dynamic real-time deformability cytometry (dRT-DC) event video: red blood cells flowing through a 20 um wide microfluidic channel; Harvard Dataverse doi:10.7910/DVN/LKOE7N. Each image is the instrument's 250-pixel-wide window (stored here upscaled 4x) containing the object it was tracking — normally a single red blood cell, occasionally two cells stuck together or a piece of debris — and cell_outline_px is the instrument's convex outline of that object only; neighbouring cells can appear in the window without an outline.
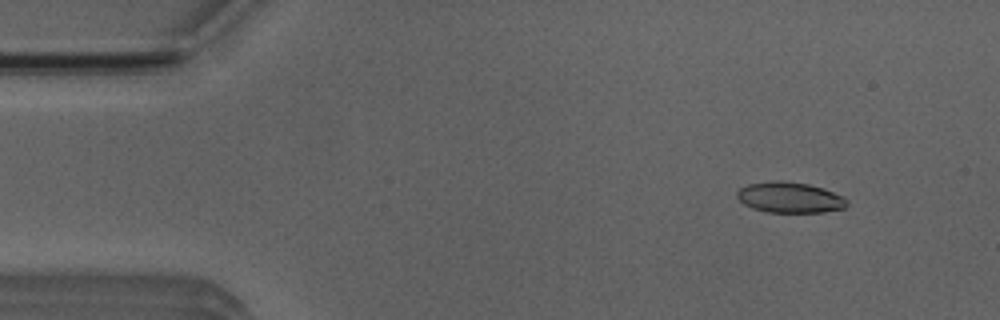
{"species": "Egyptian fruit bat (a non-hibernating species)", "species_latin": "Rousettus aegyptiacus", "temperature_condition": "room temperature", "stored_images_in_passage": 52, "camera_frame_rate_fps": 3000, "um_per_image_px": 0.085, "animal": {"sex": "male"}, "frame": {"image": 1, "passage_image": 5, "time_ms": 1.333, "image_size_px": [1000, 320], "cell_outline_px": [[848, 204], [844, 208], [824, 212], [764, 212], [752, 208], [744, 204], [736, 196], [736, 192], [740, 188], [748, 184], [772, 180], [780, 180], [808, 184], [824, 188], [844, 196], [848, 200]], "centroid_in_image_um": [67.14, 16.78], "position_along_channel_um": 17.9, "area_um2": 19.88}}
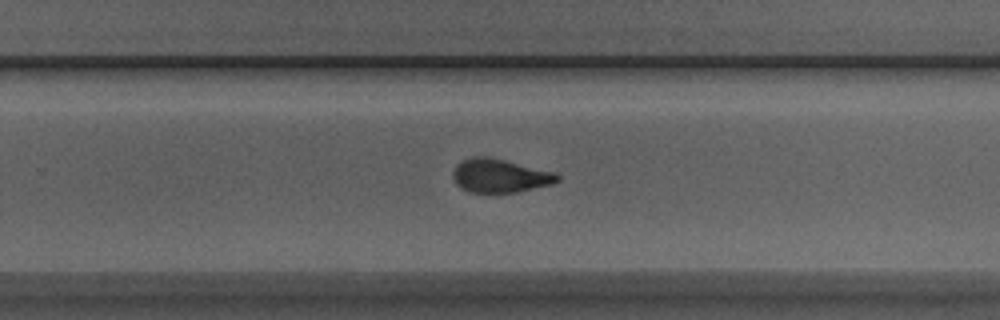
{"frame": {"image": 2, "passage_image": 33, "time_ms": 10.667, "image_size_px": [1000, 320], "cell_outline_px": [[560, 180], [552, 184], [516, 192], [468, 192], [456, 184], [452, 176], [452, 172], [456, 164], [464, 160], [476, 156], [484, 156], [504, 160], [556, 172], [560, 176]], "centroid_in_image_um": [42.49, 14.94], "position_along_channel_um": 287.3, "area_um2": 20.35}}
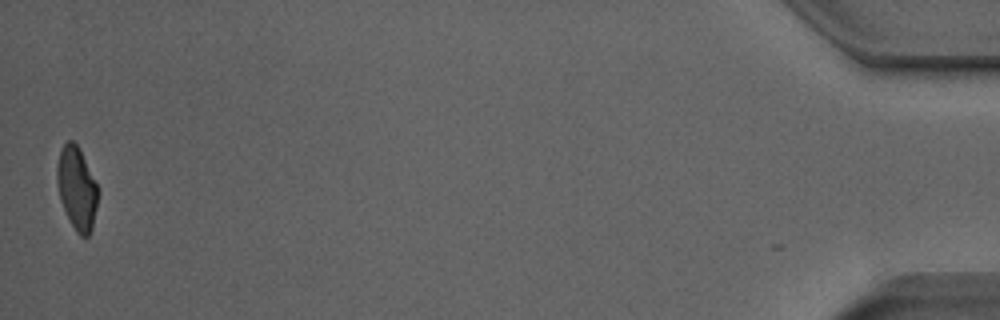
{"frame": {"image": 3, "passage_image": 52, "time_ms": 17.0, "image_size_px": [1000, 320], "cell_outline_px": [[100, 192], [92, 228], [88, 236], [80, 236], [76, 232], [60, 200], [56, 184], [56, 168], [60, 152], [64, 144], [68, 140], [72, 140], [80, 148], [100, 188]], "centroid_in_image_um": [6.55, 15.98], "position_along_channel_um": 428.6, "area_um2": 20.11}, "authors_computed_cell_mechanics": {"area_um2": 20.6346, "velocity_mm_per_s": 3.8326, "shape_relaxation_time_tau1_ms": 6.9686, "shape_relaxation_time_tau2_ms": 1.4782, "deformation_change_tau1": 0.1846, "deformation_change_tau2": 0.0761}}